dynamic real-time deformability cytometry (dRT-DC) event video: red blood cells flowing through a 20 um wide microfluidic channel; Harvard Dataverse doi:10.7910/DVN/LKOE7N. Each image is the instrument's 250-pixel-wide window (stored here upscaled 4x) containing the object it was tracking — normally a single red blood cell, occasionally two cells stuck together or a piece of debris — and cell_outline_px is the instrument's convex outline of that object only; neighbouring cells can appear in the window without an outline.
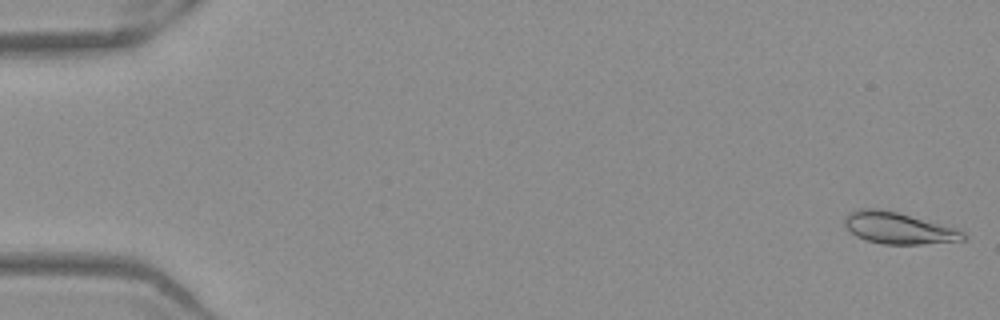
{"species": "Egyptian fruit bat (a non-hibernating species)", "species_latin": "Rousettus aegyptiacus", "temperature_condition": "warm", "stored_images_in_passage": 52, "camera_frame_rate_fps": 3000, "um_per_image_px": 0.085, "frame": {"image": 1, "passage_image": 1, "time_ms": 0.0, "image_size_px": [1000, 320], "cell_outline_px": [[968, 236], [964, 240], [920, 244], [880, 244], [856, 236], [844, 224], [844, 216], [848, 212], [860, 208], [880, 208], [896, 212], [956, 228], [964, 232]], "centroid_in_image_um": [76.35, 19.38], "position_along_channel_um": 8.7, "area_um2": 21.73}}
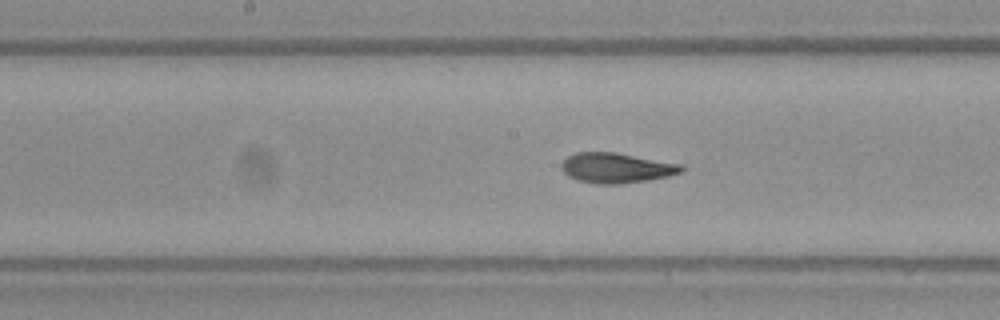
{"frame": {"image": 2, "passage_image": 27, "time_ms": 8.667, "image_size_px": [1000, 320], "cell_outline_px": [[684, 172], [668, 176], [648, 180], [620, 184], [596, 184], [576, 180], [568, 176], [560, 168], [560, 164], [568, 156], [576, 152], [616, 152], [684, 164]], "centroid_in_image_um": [52.41, 14.27], "position_along_channel_um": 195.8, "area_um2": 21.39}}
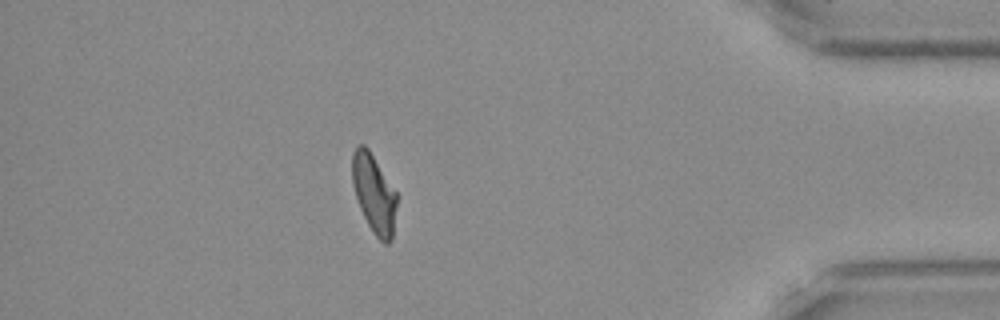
{"frame": {"image": 3, "passage_image": 46, "time_ms": 15.0, "image_size_px": [1000, 320], "cell_outline_px": [[396, 204], [392, 240], [388, 244], [384, 244], [372, 232], [360, 208], [352, 184], [352, 152], [356, 144], [364, 144], [368, 148], [396, 192]], "centroid_in_image_um": [31.77, 16.44], "position_along_channel_um": 403.4, "area_um2": 20.29}, "authors_computed_cell_mechanics": {"area_um2": 20.9814, "velocity_mm_per_s": 3.9303, "shape_relaxation_time_tau1_ms": 8.261, "shape_relaxation_time_tau2_ms": 1.0532, "deformation_change_tau1": 0.21, "deformation_change_tau2": 0.0584}}